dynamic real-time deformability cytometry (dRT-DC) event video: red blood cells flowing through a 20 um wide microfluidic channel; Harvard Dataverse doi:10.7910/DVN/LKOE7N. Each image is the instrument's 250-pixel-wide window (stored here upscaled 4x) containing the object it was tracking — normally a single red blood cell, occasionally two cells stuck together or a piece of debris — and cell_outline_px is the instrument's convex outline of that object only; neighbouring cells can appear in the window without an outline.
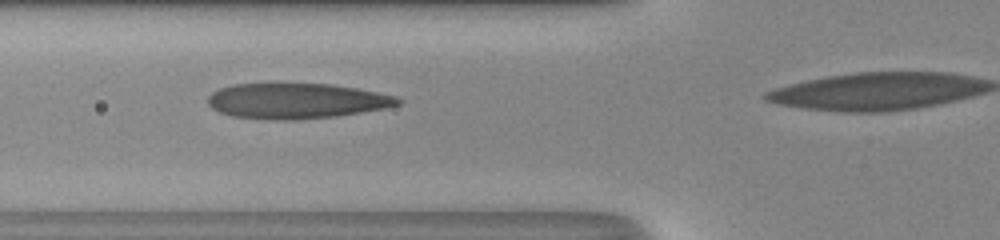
{"species": "human", "species_latin": "Homo sapiens", "temperature_condition": "room temperature", "stored_images_in_passage": 36, "camera_frame_rate_fps": 3000, "um_per_image_px": 0.085, "donor": {"sex": "male"}, "frame": {"image": 1, "passage_image": 14, "time_ms": 4.333, "image_size_px": [1000, 240], "cell_outline_px": [[404, 100], [400, 104], [384, 108], [336, 116], [296, 120], [272, 120], [232, 116], [220, 112], [212, 108], [208, 104], [208, 96], [212, 92], [220, 88], [232, 84], [332, 84], [356, 88], [396, 96]], "centroid_in_image_um": [25.19, 8.58], "position_along_channel_um": 100.6, "area_um2": 39.13}}
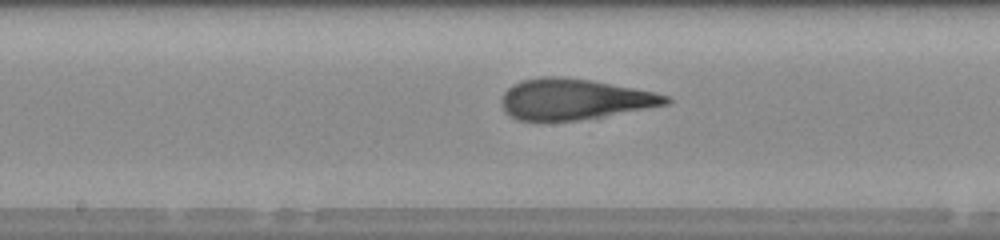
{"frame": {"image": 2, "passage_image": 21, "time_ms": 6.667, "image_size_px": [1000, 240], "cell_outline_px": [[672, 100], [668, 104], [580, 120], [516, 120], [504, 112], [500, 104], [500, 100], [504, 92], [512, 84], [520, 80], [544, 76], [560, 76], [592, 80], [656, 92], [668, 96]], "centroid_in_image_um": [48.76, 8.42], "position_along_channel_um": 199.4, "area_um2": 39.13}}
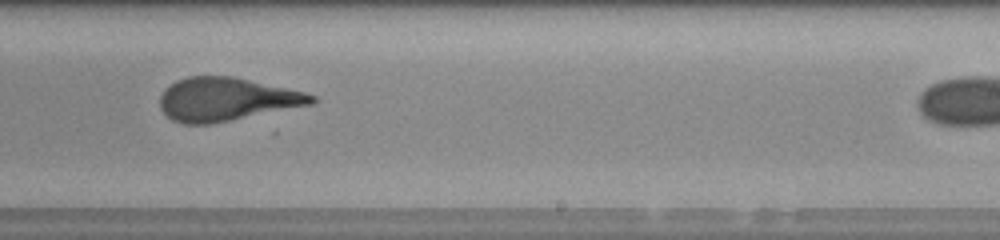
{"frame": {"image": 3, "passage_image": 26, "time_ms": 8.333, "image_size_px": [1000, 240], "cell_outline_px": [[316, 104], [212, 124], [184, 124], [172, 120], [160, 108], [160, 96], [164, 88], [176, 80], [188, 76], [232, 76], [304, 92], [316, 96]], "centroid_in_image_um": [19.25, 8.45], "position_along_channel_um": 269.8, "area_um2": 38.49}}